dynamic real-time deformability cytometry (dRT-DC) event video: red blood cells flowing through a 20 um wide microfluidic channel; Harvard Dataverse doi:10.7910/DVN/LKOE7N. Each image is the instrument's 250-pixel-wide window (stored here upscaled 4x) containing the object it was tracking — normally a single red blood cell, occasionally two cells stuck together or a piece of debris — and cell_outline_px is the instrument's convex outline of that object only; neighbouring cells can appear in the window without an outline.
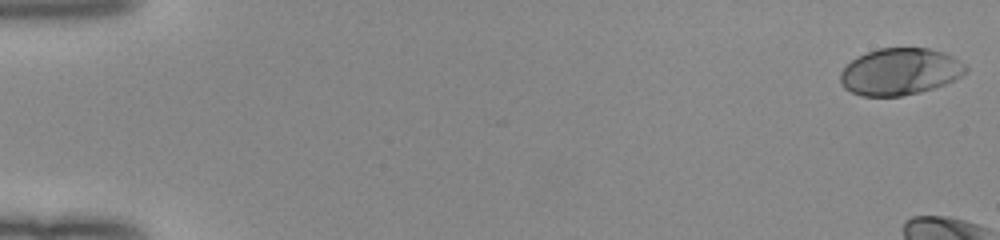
{"species": "human", "species_latin": "Homo sapiens", "temperature_condition": "room temperature", "stored_images_in_passage": 10, "camera_frame_rate_fps": 3000, "um_per_image_px": 0.085, "donor": {"sex": "female"}, "frame": {"image": 1, "passage_image": 1, "time_ms": 0.0, "image_size_px": [1000, 240], "cell_outline_px": [[968, 68], [960, 76], [944, 84], [920, 92], [900, 96], [860, 96], [844, 88], [840, 84], [840, 72], [856, 56], [880, 48], [928, 48], [952, 56], [964, 64]], "centroid_in_image_um": [76.44, 6.09], "position_along_channel_um": 8.6, "area_um2": 33.93}}